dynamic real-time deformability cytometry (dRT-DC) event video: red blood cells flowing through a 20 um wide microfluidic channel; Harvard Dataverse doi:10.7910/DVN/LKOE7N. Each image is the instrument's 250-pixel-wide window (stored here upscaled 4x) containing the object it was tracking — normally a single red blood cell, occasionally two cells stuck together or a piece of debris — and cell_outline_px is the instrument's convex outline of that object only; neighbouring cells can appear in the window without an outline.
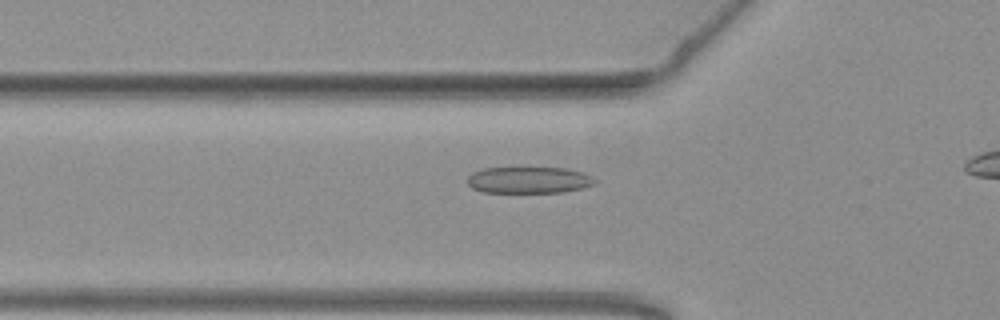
{"species": "common noctule bat (a hibernating species)", "species_latin": "Nyctalus noctula", "temperature_condition": "warm", "stored_images_in_passage": 31, "camera_frame_rate_fps": 3000, "um_per_image_px": 0.085, "animal": {"sex": "female", "body_mass_g": 19.3, "forearm_length_mm": 54.1}, "frame": {"image": 1, "passage_image": 5, "time_ms": 1.333, "image_size_px": [1000, 320], "cell_outline_px": [[596, 184], [584, 188], [564, 192], [480, 192], [472, 188], [468, 184], [468, 176], [472, 172], [484, 168], [564, 168], [584, 172], [592, 176], [596, 180]], "centroid_in_image_um": [44.98, 15.3], "position_along_channel_um": 80.8, "area_um2": 19.83}}
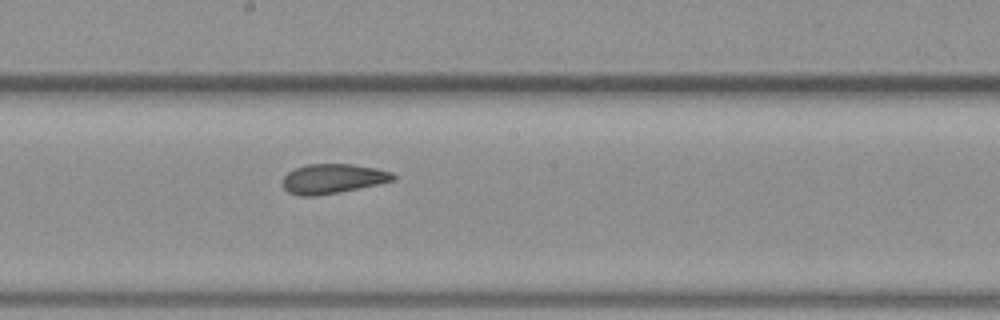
{"frame": {"image": 2, "passage_image": 16, "time_ms": 5.0, "image_size_px": [1000, 320], "cell_outline_px": [[396, 180], [340, 192], [316, 196], [300, 196], [288, 192], [284, 188], [284, 176], [288, 172], [296, 168], [308, 164], [352, 164], [376, 168], [392, 172], [396, 176]], "centroid_in_image_um": [28.31, 15.19], "position_along_channel_um": 219.9, "area_um2": 19.02}}
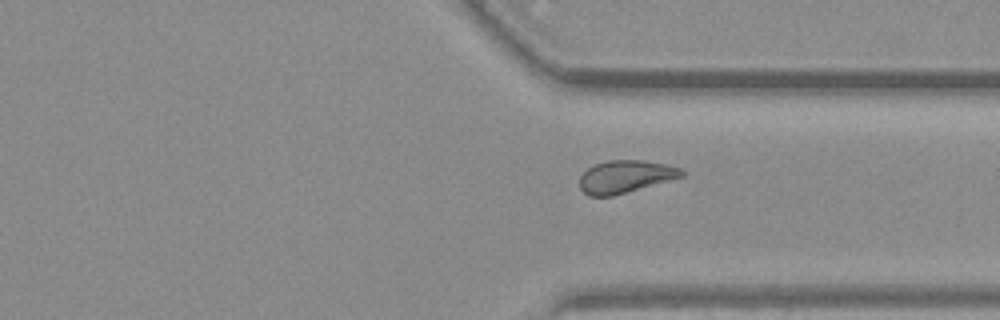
{"frame": {"image": 3, "passage_image": 27, "time_ms": 8.667, "image_size_px": [1000, 320], "cell_outline_px": [[688, 172], [684, 176], [612, 196], [588, 196], [580, 188], [580, 176], [588, 168], [596, 164], [608, 160], [644, 160], [664, 164], [680, 168]], "centroid_in_image_um": [53.17, 15.01], "position_along_channel_um": 358.2, "area_um2": 19.25}}